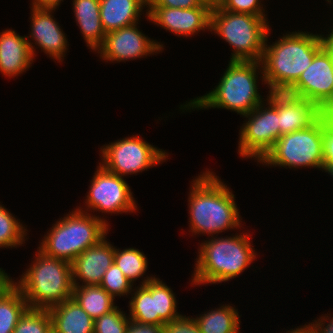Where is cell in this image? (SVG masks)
<instances>
[{
    "label": "cell",
    "mask_w": 333,
    "mask_h": 333,
    "mask_svg": "<svg viewBox=\"0 0 333 333\" xmlns=\"http://www.w3.org/2000/svg\"><path fill=\"white\" fill-rule=\"evenodd\" d=\"M30 9L31 31L29 36L27 35L25 37L29 43L34 61L37 54L36 45L47 57L49 56L54 61L56 60L58 63H62L68 51L67 47H69V43L59 22H57L54 15H52L56 10ZM31 41H34V43Z\"/></svg>",
    "instance_id": "9a60e30c"
},
{
    "label": "cell",
    "mask_w": 333,
    "mask_h": 333,
    "mask_svg": "<svg viewBox=\"0 0 333 333\" xmlns=\"http://www.w3.org/2000/svg\"><path fill=\"white\" fill-rule=\"evenodd\" d=\"M266 16L234 13L220 6L211 10L210 32L225 40L233 49L230 60L261 61L270 29Z\"/></svg>",
    "instance_id": "52a82bcc"
},
{
    "label": "cell",
    "mask_w": 333,
    "mask_h": 333,
    "mask_svg": "<svg viewBox=\"0 0 333 333\" xmlns=\"http://www.w3.org/2000/svg\"><path fill=\"white\" fill-rule=\"evenodd\" d=\"M221 77L213 90L181 104L180 110L191 112L195 109L224 108L242 117L265 101L257 84L260 79L262 85H266L259 61L230 60Z\"/></svg>",
    "instance_id": "3957f363"
},
{
    "label": "cell",
    "mask_w": 333,
    "mask_h": 333,
    "mask_svg": "<svg viewBox=\"0 0 333 333\" xmlns=\"http://www.w3.org/2000/svg\"><path fill=\"white\" fill-rule=\"evenodd\" d=\"M52 333H94V320L73 299L48 309Z\"/></svg>",
    "instance_id": "44dd1931"
},
{
    "label": "cell",
    "mask_w": 333,
    "mask_h": 333,
    "mask_svg": "<svg viewBox=\"0 0 333 333\" xmlns=\"http://www.w3.org/2000/svg\"><path fill=\"white\" fill-rule=\"evenodd\" d=\"M201 4L209 6L211 9L220 5L221 0H199Z\"/></svg>",
    "instance_id": "b9f144b4"
},
{
    "label": "cell",
    "mask_w": 333,
    "mask_h": 333,
    "mask_svg": "<svg viewBox=\"0 0 333 333\" xmlns=\"http://www.w3.org/2000/svg\"><path fill=\"white\" fill-rule=\"evenodd\" d=\"M201 333H241L238 309L229 304H221L218 308L196 315Z\"/></svg>",
    "instance_id": "603a6c76"
},
{
    "label": "cell",
    "mask_w": 333,
    "mask_h": 333,
    "mask_svg": "<svg viewBox=\"0 0 333 333\" xmlns=\"http://www.w3.org/2000/svg\"><path fill=\"white\" fill-rule=\"evenodd\" d=\"M286 93L309 100L320 110L324 108L333 97V52L323 46Z\"/></svg>",
    "instance_id": "5bb4252c"
},
{
    "label": "cell",
    "mask_w": 333,
    "mask_h": 333,
    "mask_svg": "<svg viewBox=\"0 0 333 333\" xmlns=\"http://www.w3.org/2000/svg\"><path fill=\"white\" fill-rule=\"evenodd\" d=\"M36 251L32 258L35 260L14 285L24 296L28 308L50 309L72 298V263Z\"/></svg>",
    "instance_id": "5b68a950"
},
{
    "label": "cell",
    "mask_w": 333,
    "mask_h": 333,
    "mask_svg": "<svg viewBox=\"0 0 333 333\" xmlns=\"http://www.w3.org/2000/svg\"><path fill=\"white\" fill-rule=\"evenodd\" d=\"M323 157L324 172L333 164V127L328 126L323 118Z\"/></svg>",
    "instance_id": "d6a6232c"
},
{
    "label": "cell",
    "mask_w": 333,
    "mask_h": 333,
    "mask_svg": "<svg viewBox=\"0 0 333 333\" xmlns=\"http://www.w3.org/2000/svg\"><path fill=\"white\" fill-rule=\"evenodd\" d=\"M72 298L93 320L117 307L115 299L100 285L74 286Z\"/></svg>",
    "instance_id": "cb8c5ba5"
},
{
    "label": "cell",
    "mask_w": 333,
    "mask_h": 333,
    "mask_svg": "<svg viewBox=\"0 0 333 333\" xmlns=\"http://www.w3.org/2000/svg\"><path fill=\"white\" fill-rule=\"evenodd\" d=\"M263 166L324 171L323 117L305 129L282 135L258 162Z\"/></svg>",
    "instance_id": "ba28073f"
},
{
    "label": "cell",
    "mask_w": 333,
    "mask_h": 333,
    "mask_svg": "<svg viewBox=\"0 0 333 333\" xmlns=\"http://www.w3.org/2000/svg\"><path fill=\"white\" fill-rule=\"evenodd\" d=\"M265 99V102L263 101L250 113L242 116L246 119L240 126L238 134L239 157L251 158L257 163L279 139L277 106L268 97Z\"/></svg>",
    "instance_id": "30bf717a"
},
{
    "label": "cell",
    "mask_w": 333,
    "mask_h": 333,
    "mask_svg": "<svg viewBox=\"0 0 333 333\" xmlns=\"http://www.w3.org/2000/svg\"><path fill=\"white\" fill-rule=\"evenodd\" d=\"M13 333H52L48 309L28 308L18 320Z\"/></svg>",
    "instance_id": "83f0119b"
},
{
    "label": "cell",
    "mask_w": 333,
    "mask_h": 333,
    "mask_svg": "<svg viewBox=\"0 0 333 333\" xmlns=\"http://www.w3.org/2000/svg\"><path fill=\"white\" fill-rule=\"evenodd\" d=\"M268 31L261 66L268 92H286L309 67L323 47L321 34L289 32L268 45Z\"/></svg>",
    "instance_id": "7a4b0ae2"
},
{
    "label": "cell",
    "mask_w": 333,
    "mask_h": 333,
    "mask_svg": "<svg viewBox=\"0 0 333 333\" xmlns=\"http://www.w3.org/2000/svg\"><path fill=\"white\" fill-rule=\"evenodd\" d=\"M33 55L29 43L13 29L0 32V73L5 77L15 78L33 64Z\"/></svg>",
    "instance_id": "d6986e66"
},
{
    "label": "cell",
    "mask_w": 333,
    "mask_h": 333,
    "mask_svg": "<svg viewBox=\"0 0 333 333\" xmlns=\"http://www.w3.org/2000/svg\"><path fill=\"white\" fill-rule=\"evenodd\" d=\"M64 0H32L31 8L56 10Z\"/></svg>",
    "instance_id": "8d00e7d4"
},
{
    "label": "cell",
    "mask_w": 333,
    "mask_h": 333,
    "mask_svg": "<svg viewBox=\"0 0 333 333\" xmlns=\"http://www.w3.org/2000/svg\"><path fill=\"white\" fill-rule=\"evenodd\" d=\"M126 333H163V326L129 320Z\"/></svg>",
    "instance_id": "e575fe53"
},
{
    "label": "cell",
    "mask_w": 333,
    "mask_h": 333,
    "mask_svg": "<svg viewBox=\"0 0 333 333\" xmlns=\"http://www.w3.org/2000/svg\"><path fill=\"white\" fill-rule=\"evenodd\" d=\"M251 237L243 231L224 238L212 236L201 242L191 285L219 284L239 277L257 257Z\"/></svg>",
    "instance_id": "277c9868"
},
{
    "label": "cell",
    "mask_w": 333,
    "mask_h": 333,
    "mask_svg": "<svg viewBox=\"0 0 333 333\" xmlns=\"http://www.w3.org/2000/svg\"><path fill=\"white\" fill-rule=\"evenodd\" d=\"M192 180L187 207L189 233L212 237L231 229L239 230L242 218L235 195L221 178L207 169Z\"/></svg>",
    "instance_id": "6da1fadb"
},
{
    "label": "cell",
    "mask_w": 333,
    "mask_h": 333,
    "mask_svg": "<svg viewBox=\"0 0 333 333\" xmlns=\"http://www.w3.org/2000/svg\"><path fill=\"white\" fill-rule=\"evenodd\" d=\"M262 0H221L220 7L234 13H248L255 16H267Z\"/></svg>",
    "instance_id": "4dcf8cb0"
},
{
    "label": "cell",
    "mask_w": 333,
    "mask_h": 333,
    "mask_svg": "<svg viewBox=\"0 0 333 333\" xmlns=\"http://www.w3.org/2000/svg\"><path fill=\"white\" fill-rule=\"evenodd\" d=\"M90 181L91 185L84 201L86 208L83 210L84 208L78 206V210L86 213L99 211L105 215L136 213L137 202L123 177L109 172L99 164Z\"/></svg>",
    "instance_id": "8fae6325"
},
{
    "label": "cell",
    "mask_w": 333,
    "mask_h": 333,
    "mask_svg": "<svg viewBox=\"0 0 333 333\" xmlns=\"http://www.w3.org/2000/svg\"><path fill=\"white\" fill-rule=\"evenodd\" d=\"M266 97L277 106L279 138L284 134L307 128L321 116V110L304 98L286 92H268Z\"/></svg>",
    "instance_id": "e0dca14e"
},
{
    "label": "cell",
    "mask_w": 333,
    "mask_h": 333,
    "mask_svg": "<svg viewBox=\"0 0 333 333\" xmlns=\"http://www.w3.org/2000/svg\"><path fill=\"white\" fill-rule=\"evenodd\" d=\"M27 309V301L15 285L0 295V333H13Z\"/></svg>",
    "instance_id": "484cf974"
},
{
    "label": "cell",
    "mask_w": 333,
    "mask_h": 333,
    "mask_svg": "<svg viewBox=\"0 0 333 333\" xmlns=\"http://www.w3.org/2000/svg\"><path fill=\"white\" fill-rule=\"evenodd\" d=\"M325 172L333 178V164Z\"/></svg>",
    "instance_id": "7bdbcfd3"
},
{
    "label": "cell",
    "mask_w": 333,
    "mask_h": 333,
    "mask_svg": "<svg viewBox=\"0 0 333 333\" xmlns=\"http://www.w3.org/2000/svg\"><path fill=\"white\" fill-rule=\"evenodd\" d=\"M100 286L105 289L114 299L115 297L131 294L133 284L124 276L120 268L113 264L106 270L103 275Z\"/></svg>",
    "instance_id": "f1b7e54d"
},
{
    "label": "cell",
    "mask_w": 333,
    "mask_h": 333,
    "mask_svg": "<svg viewBox=\"0 0 333 333\" xmlns=\"http://www.w3.org/2000/svg\"><path fill=\"white\" fill-rule=\"evenodd\" d=\"M1 203V202H0ZM20 220L0 204V248H16L28 239L27 228Z\"/></svg>",
    "instance_id": "4316f807"
},
{
    "label": "cell",
    "mask_w": 333,
    "mask_h": 333,
    "mask_svg": "<svg viewBox=\"0 0 333 333\" xmlns=\"http://www.w3.org/2000/svg\"><path fill=\"white\" fill-rule=\"evenodd\" d=\"M147 21L153 22L178 37H192L200 31L210 30L211 8L147 7Z\"/></svg>",
    "instance_id": "2e32d148"
},
{
    "label": "cell",
    "mask_w": 333,
    "mask_h": 333,
    "mask_svg": "<svg viewBox=\"0 0 333 333\" xmlns=\"http://www.w3.org/2000/svg\"><path fill=\"white\" fill-rule=\"evenodd\" d=\"M138 24L106 33L104 43L96 51L100 55V59L107 63L108 61L110 63H125L128 60L150 57L162 52L164 44L143 34Z\"/></svg>",
    "instance_id": "4fadbf2b"
},
{
    "label": "cell",
    "mask_w": 333,
    "mask_h": 333,
    "mask_svg": "<svg viewBox=\"0 0 333 333\" xmlns=\"http://www.w3.org/2000/svg\"><path fill=\"white\" fill-rule=\"evenodd\" d=\"M286 333H316L315 326L313 322H309L308 325L305 324L303 326L295 327L294 329H290L286 331Z\"/></svg>",
    "instance_id": "ab89813d"
},
{
    "label": "cell",
    "mask_w": 333,
    "mask_h": 333,
    "mask_svg": "<svg viewBox=\"0 0 333 333\" xmlns=\"http://www.w3.org/2000/svg\"><path fill=\"white\" fill-rule=\"evenodd\" d=\"M134 288L128 306L130 320L163 326L181 315L175 293L160 278L155 276L145 285Z\"/></svg>",
    "instance_id": "7c38bea8"
},
{
    "label": "cell",
    "mask_w": 333,
    "mask_h": 333,
    "mask_svg": "<svg viewBox=\"0 0 333 333\" xmlns=\"http://www.w3.org/2000/svg\"><path fill=\"white\" fill-rule=\"evenodd\" d=\"M147 5L148 0H100V18L104 31L108 33L140 22L144 11L147 14Z\"/></svg>",
    "instance_id": "ffe728a7"
},
{
    "label": "cell",
    "mask_w": 333,
    "mask_h": 333,
    "mask_svg": "<svg viewBox=\"0 0 333 333\" xmlns=\"http://www.w3.org/2000/svg\"><path fill=\"white\" fill-rule=\"evenodd\" d=\"M330 316H332V318ZM312 321L316 333H333V315H329L328 313L324 315L322 314L318 319Z\"/></svg>",
    "instance_id": "d590c367"
},
{
    "label": "cell",
    "mask_w": 333,
    "mask_h": 333,
    "mask_svg": "<svg viewBox=\"0 0 333 333\" xmlns=\"http://www.w3.org/2000/svg\"><path fill=\"white\" fill-rule=\"evenodd\" d=\"M75 21L88 49L96 51L104 43L106 32L100 18V0H73Z\"/></svg>",
    "instance_id": "7402d4cb"
},
{
    "label": "cell",
    "mask_w": 333,
    "mask_h": 333,
    "mask_svg": "<svg viewBox=\"0 0 333 333\" xmlns=\"http://www.w3.org/2000/svg\"><path fill=\"white\" fill-rule=\"evenodd\" d=\"M321 116L324 118L325 123L328 126L333 127V102H329L321 109Z\"/></svg>",
    "instance_id": "f35d334b"
},
{
    "label": "cell",
    "mask_w": 333,
    "mask_h": 333,
    "mask_svg": "<svg viewBox=\"0 0 333 333\" xmlns=\"http://www.w3.org/2000/svg\"><path fill=\"white\" fill-rule=\"evenodd\" d=\"M106 238L107 235L74 259L72 262L74 286L100 285L106 270L114 262L115 246Z\"/></svg>",
    "instance_id": "ac0fdd59"
},
{
    "label": "cell",
    "mask_w": 333,
    "mask_h": 333,
    "mask_svg": "<svg viewBox=\"0 0 333 333\" xmlns=\"http://www.w3.org/2000/svg\"><path fill=\"white\" fill-rule=\"evenodd\" d=\"M101 164L120 177L137 175L167 161L169 153L151 145L140 135H132L100 147Z\"/></svg>",
    "instance_id": "9c48e42d"
},
{
    "label": "cell",
    "mask_w": 333,
    "mask_h": 333,
    "mask_svg": "<svg viewBox=\"0 0 333 333\" xmlns=\"http://www.w3.org/2000/svg\"><path fill=\"white\" fill-rule=\"evenodd\" d=\"M65 215L52 224L39 242L38 250L48 257L72 263L79 254L108 234L110 224L104 216L100 218L77 208Z\"/></svg>",
    "instance_id": "8992f818"
},
{
    "label": "cell",
    "mask_w": 333,
    "mask_h": 333,
    "mask_svg": "<svg viewBox=\"0 0 333 333\" xmlns=\"http://www.w3.org/2000/svg\"><path fill=\"white\" fill-rule=\"evenodd\" d=\"M148 7L194 8L209 7L201 4L199 0H148Z\"/></svg>",
    "instance_id": "836d02e7"
},
{
    "label": "cell",
    "mask_w": 333,
    "mask_h": 333,
    "mask_svg": "<svg viewBox=\"0 0 333 333\" xmlns=\"http://www.w3.org/2000/svg\"><path fill=\"white\" fill-rule=\"evenodd\" d=\"M129 320L127 313L117 306L108 314L94 320V333H126Z\"/></svg>",
    "instance_id": "f546056e"
},
{
    "label": "cell",
    "mask_w": 333,
    "mask_h": 333,
    "mask_svg": "<svg viewBox=\"0 0 333 333\" xmlns=\"http://www.w3.org/2000/svg\"><path fill=\"white\" fill-rule=\"evenodd\" d=\"M147 257L144 252L137 248H125L123 250L115 247L114 263L120 268L124 276L134 285L136 280L142 281L139 285H145L155 276H145L148 268ZM140 278V279H138ZM144 278V279H143Z\"/></svg>",
    "instance_id": "d4e9b609"
},
{
    "label": "cell",
    "mask_w": 333,
    "mask_h": 333,
    "mask_svg": "<svg viewBox=\"0 0 333 333\" xmlns=\"http://www.w3.org/2000/svg\"><path fill=\"white\" fill-rule=\"evenodd\" d=\"M163 333H201L194 317L180 315L179 317L165 322Z\"/></svg>",
    "instance_id": "1f68e13d"
},
{
    "label": "cell",
    "mask_w": 333,
    "mask_h": 333,
    "mask_svg": "<svg viewBox=\"0 0 333 333\" xmlns=\"http://www.w3.org/2000/svg\"><path fill=\"white\" fill-rule=\"evenodd\" d=\"M331 32L330 30L327 31L328 34H322L321 33V38H322V41H323V46L327 49V50H330L333 52V27H331Z\"/></svg>",
    "instance_id": "60d3db41"
},
{
    "label": "cell",
    "mask_w": 333,
    "mask_h": 333,
    "mask_svg": "<svg viewBox=\"0 0 333 333\" xmlns=\"http://www.w3.org/2000/svg\"><path fill=\"white\" fill-rule=\"evenodd\" d=\"M14 279L10 278V275L0 268V295L5 293L9 288L14 285Z\"/></svg>",
    "instance_id": "74e56055"
}]
</instances>
